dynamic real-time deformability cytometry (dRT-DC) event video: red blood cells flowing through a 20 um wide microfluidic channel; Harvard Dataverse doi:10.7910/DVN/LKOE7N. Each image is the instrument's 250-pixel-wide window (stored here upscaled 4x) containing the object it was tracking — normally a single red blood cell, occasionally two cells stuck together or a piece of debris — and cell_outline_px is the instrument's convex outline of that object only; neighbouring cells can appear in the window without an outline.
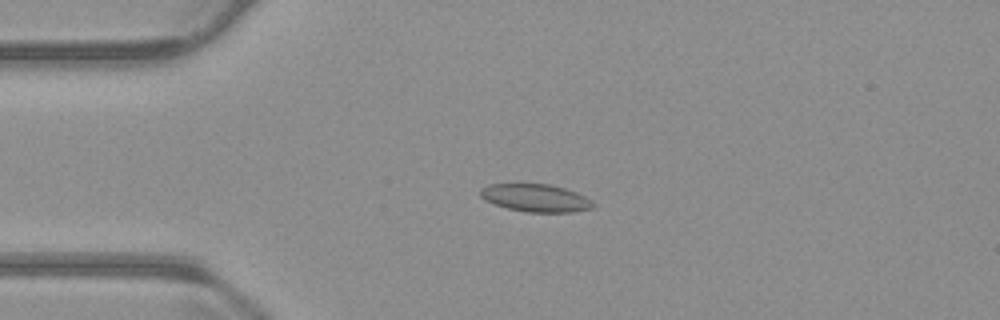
{"species": "common noctule bat (a hibernating species)", "species_latin": "Nyctalus noctula", "temperature_condition": "warm", "stored_images_in_passage": 53, "camera_frame_rate_fps": 3000, "um_per_image_px": 0.085, "animal": {"sex": "male", "body_mass_g": 23.1, "forearm_length_mm": 52.7}, "frame": {"image": 1, "passage_image": 12, "time_ms": 3.667, "image_size_px": [1000, 320], "cell_outline_px": [[596, 204], [592, 208], [572, 212], [528, 212], [508, 208], [484, 200], [480, 196], [480, 188], [488, 184], [548, 184], [564, 188], [576, 192], [592, 200]], "centroid_in_image_um": [45.53, 16.82], "position_along_channel_um": 39.5, "area_um2": 18.15}}
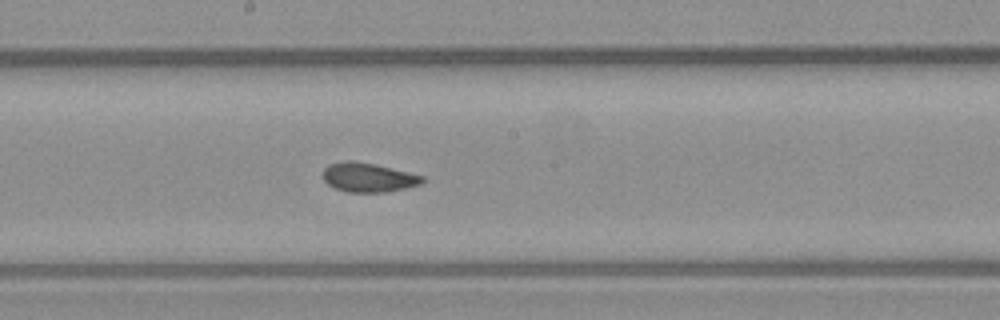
{"frame": {"image": 2, "passage_image": 28, "time_ms": 9.0, "image_size_px": [1000, 320], "cell_outline_px": [[424, 180], [420, 184], [404, 188], [384, 192], [348, 192], [336, 188], [328, 184], [324, 180], [324, 168], [328, 164], [344, 160], [356, 160], [376, 164], [424, 176]], "centroid_in_image_um": [31.28, 15.06], "position_along_channel_um": 216.9, "area_um2": 16.88}}
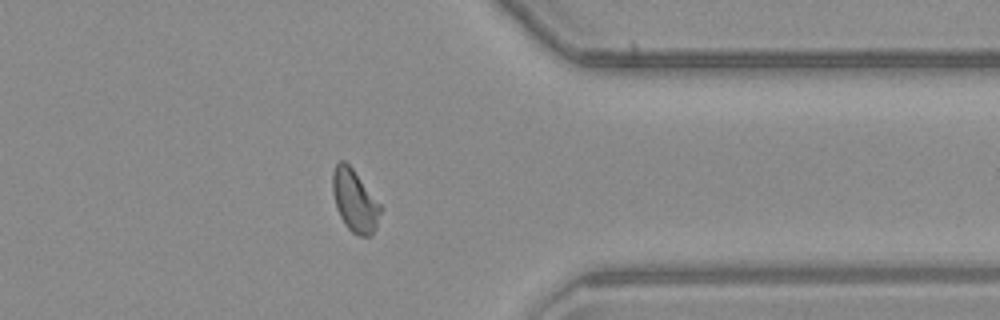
{"frame": {"image": 3, "passage_image": 42, "time_ms": 13.667, "image_size_px": [1000, 320], "cell_outline_px": [[384, 208], [376, 228], [372, 236], [360, 236], [352, 232], [344, 224], [336, 208], [332, 192], [332, 172], [336, 164], [340, 160], [344, 160], [352, 168]], "centroid_in_image_um": [30.17, 17.08], "position_along_channel_um": 381.2, "area_um2": 17.63}, "authors_computed_cell_mechanics": {"area_um2": 17.34, "velocity_mm_per_s": 3.7915, "shape_relaxation_time_tau1_ms": null, "shape_relaxation_time_tau2_ms": 1.2731, "deformation_change_tau1": null, "deformation_change_tau2": 0.06}}